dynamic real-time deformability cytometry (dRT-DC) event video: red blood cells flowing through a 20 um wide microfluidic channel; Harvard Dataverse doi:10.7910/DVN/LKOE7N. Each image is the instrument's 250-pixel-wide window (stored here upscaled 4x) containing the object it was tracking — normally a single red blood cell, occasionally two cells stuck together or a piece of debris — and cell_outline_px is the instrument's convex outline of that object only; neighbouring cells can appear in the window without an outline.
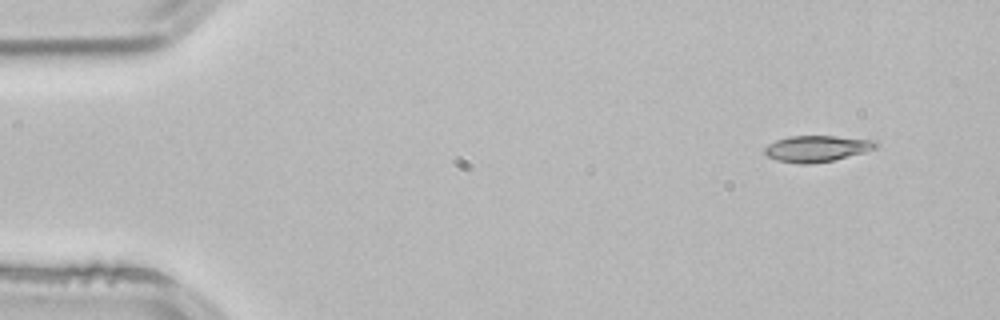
{"species": "common noctule bat (a hibernating species)", "species_latin": "Nyctalus noctula", "temperature_condition": "room temperature", "stored_images_in_passage": 3, "camera_frame_rate_fps": 3000, "um_per_image_px": 0.085, "animal": {"sex": "male", "body_mass_g": 21.5, "forearm_length_mm": 52.0}, "frame": {"image": 1, "passage_image": 1, "time_ms": 0.0, "image_size_px": [1000, 320], "cell_outline_px": [[880, 144], [876, 148], [864, 152], [832, 160], [808, 164], [776, 160], [768, 156], [764, 152], [764, 148], [768, 144], [776, 140], [788, 136], [836, 136], [876, 140]], "centroid_in_image_um": [69.45, 12.61], "position_along_channel_um": 15.6, "area_um2": 16.88}}
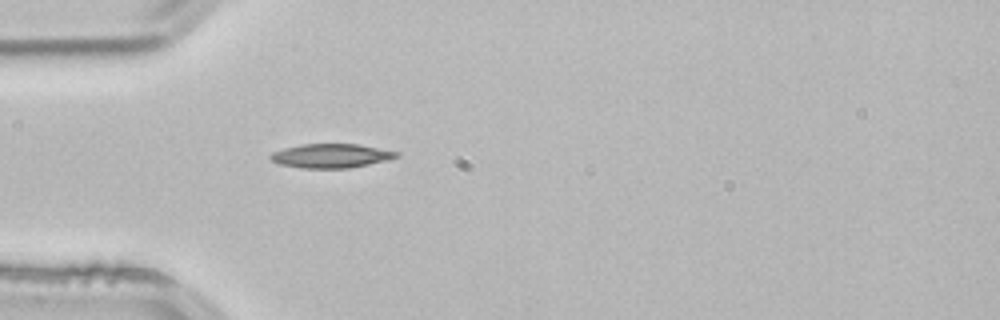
{"frame": {"image": 2, "passage_image": 3, "time_ms": 0.667, "image_size_px": [1000, 320], "cell_outline_px": [[400, 156], [388, 160], [348, 168], [300, 168], [280, 164], [272, 160], [268, 156], [272, 152], [284, 148], [300, 144], [360, 144], [400, 152]], "centroid_in_image_um": [28.15, 13.24], "position_along_channel_um": 56.8, "area_um2": 17.74}}